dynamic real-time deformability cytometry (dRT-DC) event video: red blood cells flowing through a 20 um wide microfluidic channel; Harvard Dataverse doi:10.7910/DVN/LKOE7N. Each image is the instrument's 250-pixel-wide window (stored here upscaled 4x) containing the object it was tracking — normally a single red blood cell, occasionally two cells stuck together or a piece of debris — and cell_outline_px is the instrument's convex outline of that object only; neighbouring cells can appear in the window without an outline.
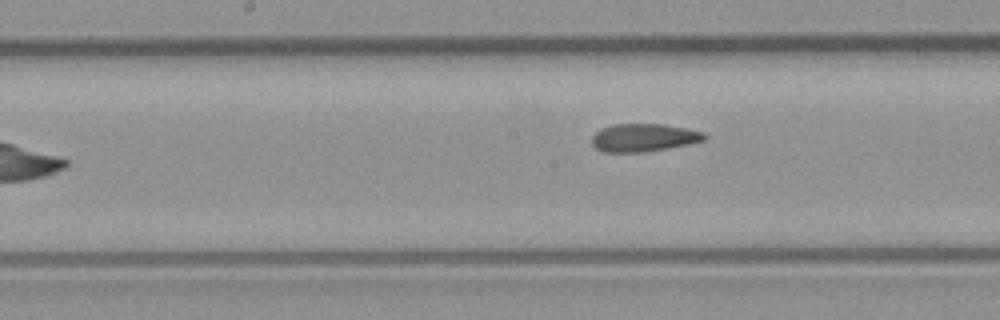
{"species": "common noctule bat (a hibernating species)", "species_latin": "Nyctalus noctula", "temperature_condition": "room temperature", "stored_images_in_passage": 8, "camera_frame_rate_fps": 3000, "um_per_image_px": 0.085, "animal": {"sex": "male", "body_mass_g": 23.1, "forearm_length_mm": 52.7}, "frame": {"image": 1, "passage_image": 8, "time_ms": 9.0, "image_size_px": [1000, 320], "cell_outline_px": [[708, 136], [704, 140], [688, 144], [644, 152], [604, 152], [596, 148], [592, 144], [592, 136], [600, 128], [612, 124], [664, 124], [688, 128], [704, 132]], "centroid_in_image_um": [54.71, 11.69], "position_along_channel_um": 193.5, "area_um2": 18.38}}